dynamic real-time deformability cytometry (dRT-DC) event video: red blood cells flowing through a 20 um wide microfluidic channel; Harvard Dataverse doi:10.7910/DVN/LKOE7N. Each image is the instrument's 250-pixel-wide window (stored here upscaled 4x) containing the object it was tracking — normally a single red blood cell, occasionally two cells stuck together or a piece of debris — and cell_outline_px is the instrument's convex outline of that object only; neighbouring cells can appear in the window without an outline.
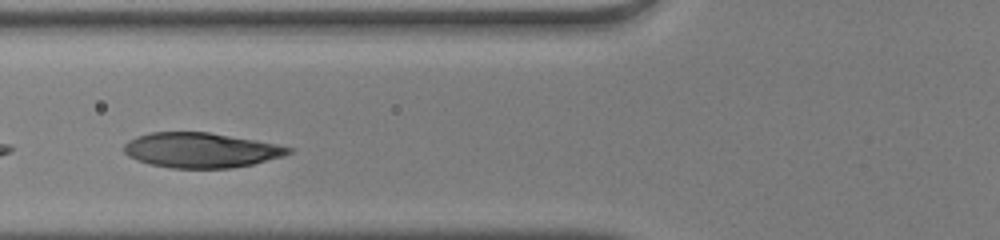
{"species": "human", "species_latin": "Homo sapiens", "temperature_condition": "warm", "stored_images_in_passage": 29, "camera_frame_rate_fps": 3000, "um_per_image_px": 0.085, "donor": {"sex": "male"}, "frame": {"image": 1, "passage_image": 8, "time_ms": 2.333, "image_size_px": [1000, 240], "cell_outline_px": [[292, 152], [284, 156], [252, 164], [232, 168], [172, 168], [148, 164], [136, 160], [128, 156], [124, 152], [124, 144], [128, 140], [136, 136], [152, 132], [208, 132], [256, 140], [276, 144], [292, 148]], "centroid_in_image_um": [17.05, 12.77], "position_along_channel_um": 108.7, "area_um2": 33.58}}
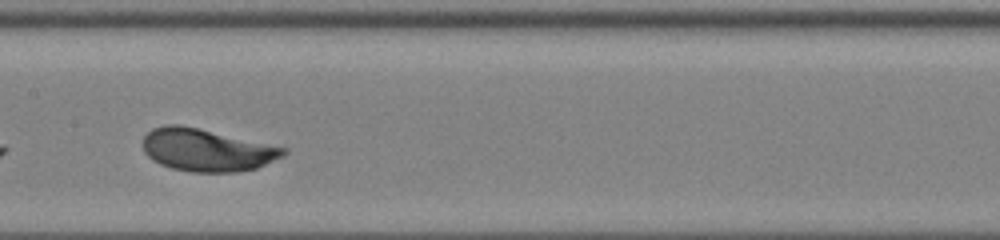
{"frame": {"image": 2, "passage_image": 14, "time_ms": 4.333, "image_size_px": [1000, 240], "cell_outline_px": [[288, 152], [284, 156], [256, 168], [236, 172], [192, 172], [172, 168], [160, 164], [152, 160], [144, 152], [144, 136], [152, 128], [164, 124], [180, 124], [200, 128], [288, 148]], "centroid_in_image_um": [17.58, 12.74], "position_along_channel_um": 189.8, "area_um2": 34.97}}
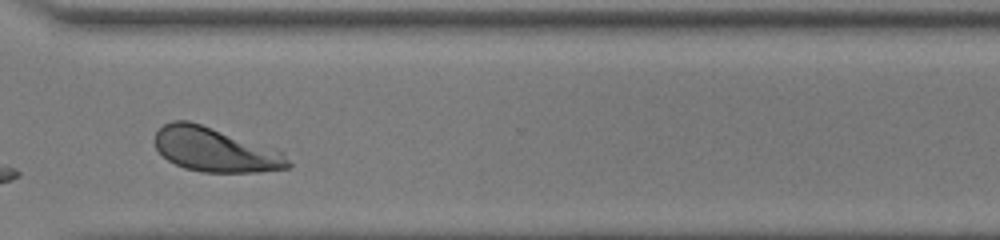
{"frame": {"image": 3, "passage_image": 26, "time_ms": 8.333, "image_size_px": [1000, 240], "cell_outline_px": [[292, 164], [288, 168], [260, 172], [200, 172], [184, 168], [168, 160], [156, 148], [152, 140], [156, 132], [164, 124], [172, 120], [188, 120], [276, 148], [284, 152]], "centroid_in_image_um": [18.3, 12.72], "position_along_channel_um": 352.3, "area_um2": 34.62}, "authors_computed_cell_mechanics": {"area_um2": 34.6222, "velocity_mm_per_s": 4.057, "shape_relaxation_time_tau1_ms": 1.5567, "shape_relaxation_time_tau2_ms": null, "deformation_change_tau1": 0.1364, "deformation_change_tau2": null}}